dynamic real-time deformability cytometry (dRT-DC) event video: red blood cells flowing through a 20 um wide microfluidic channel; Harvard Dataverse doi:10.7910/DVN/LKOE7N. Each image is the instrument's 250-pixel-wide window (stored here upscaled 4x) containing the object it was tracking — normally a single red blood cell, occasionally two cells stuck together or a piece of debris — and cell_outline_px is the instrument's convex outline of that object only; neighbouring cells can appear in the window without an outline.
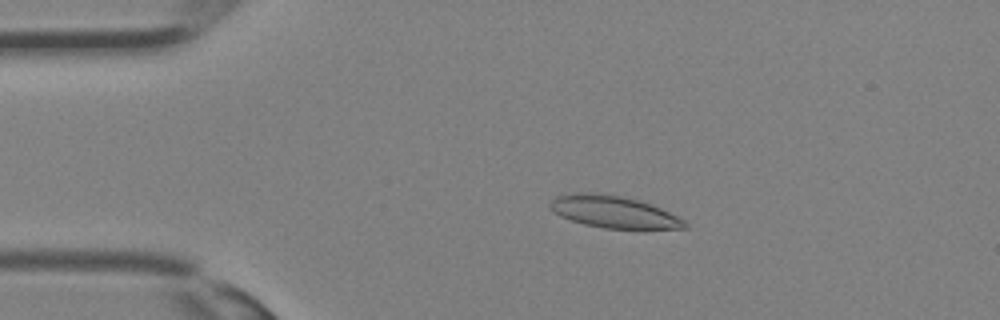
{"species": "Egyptian fruit bat (a non-hibernating species)", "species_latin": "Rousettus aegyptiacus", "temperature_condition": "room temperature", "stored_images_in_passage": 29, "camera_frame_rate_fps": 3000, "um_per_image_px": 0.085, "animal": {"sex": "female"}, "frame": {"image": 1, "passage_image": 3, "time_ms": 0.667, "image_size_px": [1000, 320], "cell_outline_px": [[688, 228], [604, 228], [584, 224], [560, 216], [548, 204], [556, 196], [576, 192], [592, 192], [620, 196], [640, 200], [652, 204], [684, 220], [688, 224]], "centroid_in_image_um": [52.15, 17.99], "position_along_channel_um": 32.9, "area_um2": 24.8}}
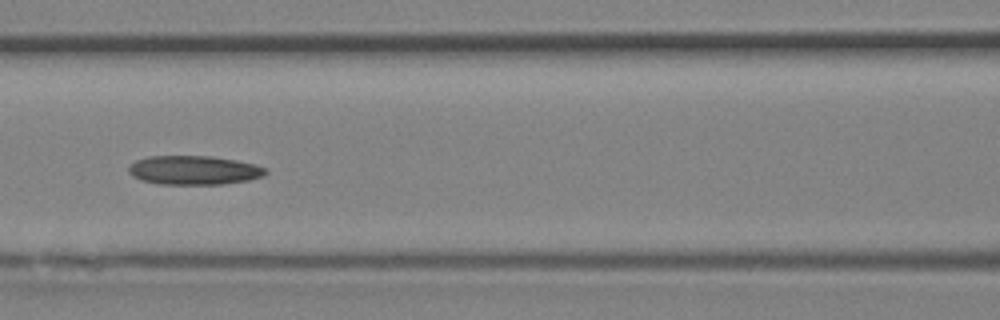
{"frame": {"image": 2, "passage_image": 11, "time_ms": 3.333, "image_size_px": [1000, 320], "cell_outline_px": [[268, 172], [264, 176], [248, 180], [224, 184], [160, 184], [140, 180], [132, 176], [128, 172], [128, 164], [136, 160], [148, 156], [212, 156], [236, 160], [256, 164], [268, 168]], "centroid_in_image_um": [16.49, 14.46], "position_along_channel_um": 150.1, "area_um2": 23.47}}
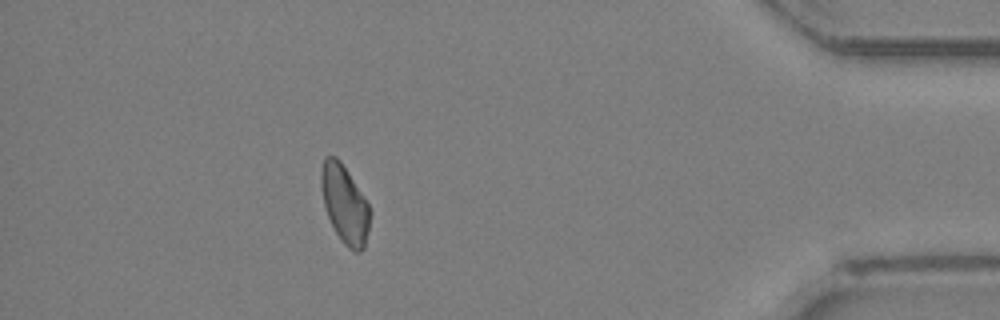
{"frame": {"image": 3, "passage_image": 26, "time_ms": 8.333, "image_size_px": [1000, 320], "cell_outline_px": [[372, 212], [368, 232], [364, 248], [360, 252], [356, 252], [348, 248], [344, 244], [336, 232], [328, 216], [324, 204], [320, 184], [320, 168], [324, 156], [336, 156], [340, 160], [368, 200]], "centroid_in_image_um": [29.32, 17.32], "position_along_channel_um": 405.9, "area_um2": 22.66}}